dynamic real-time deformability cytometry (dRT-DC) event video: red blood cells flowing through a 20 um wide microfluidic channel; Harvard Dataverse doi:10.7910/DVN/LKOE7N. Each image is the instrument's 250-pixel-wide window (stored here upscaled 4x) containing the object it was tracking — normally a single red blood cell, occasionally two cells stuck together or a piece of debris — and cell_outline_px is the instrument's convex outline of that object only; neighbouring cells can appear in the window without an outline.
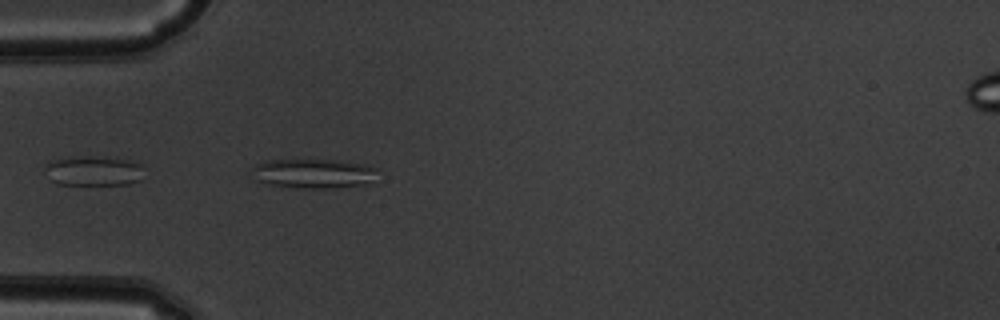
{"species": "common noctule bat (a hibernating species)", "species_latin": "Nyctalus noctula", "temperature_condition": "warm", "stored_images_in_passage": 19, "camera_frame_rate_fps": 3000, "um_per_image_px": 0.085, "animal": {"sex": "male", "body_mass_g": 19.5, "forearm_length_mm": 54.6}, "frame": {"image": 1, "passage_image": 16, "time_ms": 5.0, "image_size_px": [1000, 320], "cell_outline_px": [[376, 168], [368, 180], [364, 184], [336, 188], [300, 188], [268, 184], [260, 180], [252, 168], [256, 164], [268, 160], [300, 156], [336, 160], [364, 164]], "centroid_in_image_um": [26.57, 14.68], "position_along_channel_um": 58.4, "area_um2": 21.79}}